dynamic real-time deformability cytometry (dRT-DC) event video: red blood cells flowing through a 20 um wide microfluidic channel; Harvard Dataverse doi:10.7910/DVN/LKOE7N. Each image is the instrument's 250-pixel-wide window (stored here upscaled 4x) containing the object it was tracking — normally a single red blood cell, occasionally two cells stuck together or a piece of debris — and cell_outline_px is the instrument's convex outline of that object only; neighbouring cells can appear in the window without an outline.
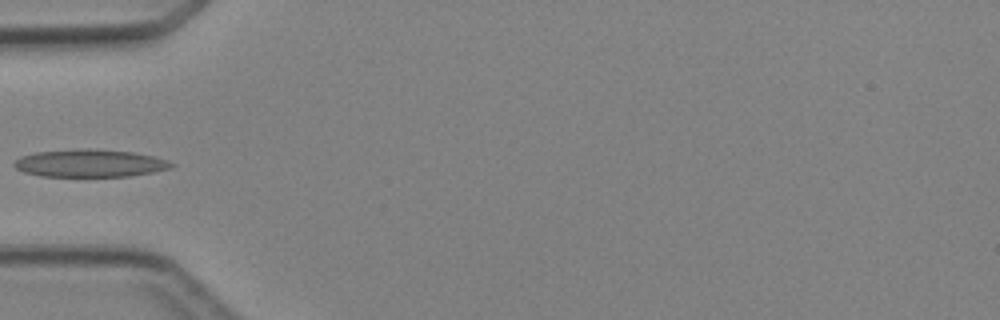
{"species": "Egyptian fruit bat (a non-hibernating species)", "species_latin": "Rousettus aegyptiacus", "temperature_condition": "cold", "stored_images_in_passage": 5, "camera_frame_rate_fps": 3000, "um_per_image_px": 0.085, "animal": {"sex": "female"}, "frame": {"image": 1, "passage_image": 5, "time_ms": 5.0, "image_size_px": [1000, 320], "cell_outline_px": [[176, 164], [172, 168], [152, 172], [128, 176], [40, 176], [24, 172], [16, 168], [12, 164], [20, 156], [36, 152], [80, 148], [96, 148], [132, 152], [156, 156], [168, 160]], "centroid_in_image_um": [7.67, 13.86], "position_along_channel_um": 77.3, "area_um2": 25.55}}